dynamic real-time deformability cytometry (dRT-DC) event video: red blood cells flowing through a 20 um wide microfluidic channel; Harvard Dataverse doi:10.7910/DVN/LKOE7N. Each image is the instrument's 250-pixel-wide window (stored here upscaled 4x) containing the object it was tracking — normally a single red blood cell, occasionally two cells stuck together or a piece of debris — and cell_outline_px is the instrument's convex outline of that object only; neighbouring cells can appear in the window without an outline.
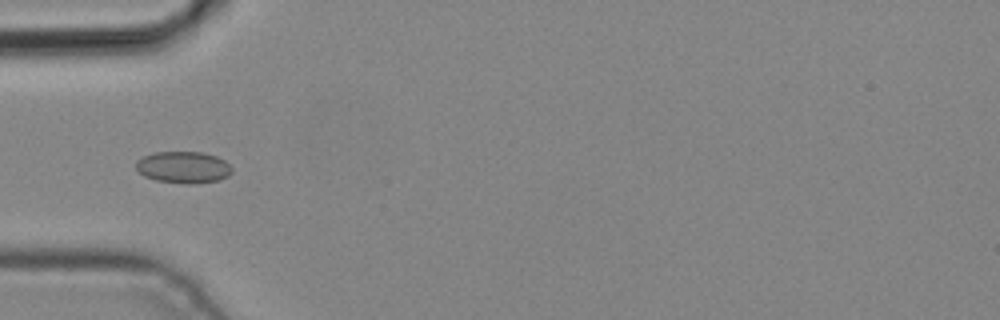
{"species": "common noctule bat (a hibernating species)", "species_latin": "Nyctalus noctula", "temperature_condition": "cold", "stored_images_in_passage": 5, "camera_frame_rate_fps": 3000, "um_per_image_px": 0.085, "animal": {"sex": "male", "body_mass_g": 19.2, "forearm_length_mm": 51.8}, "frame": {"image": 1, "passage_image": 4, "time_ms": 1.0, "image_size_px": [1000, 320], "cell_outline_px": [[232, 172], [228, 176], [220, 180], [192, 184], [184, 184], [156, 180], [144, 176], [136, 168], [136, 160], [144, 156], [156, 152], [204, 152], [216, 156], [224, 160], [232, 168]], "centroid_in_image_um": [15.6, 14.22], "position_along_channel_um": 69.4, "area_um2": 17.8}}
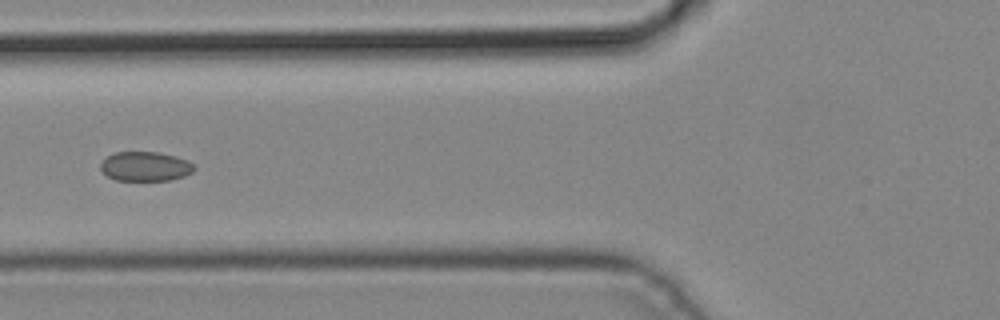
{"frame": {"image": 2, "passage_image": 5, "time_ms": 1.333, "image_size_px": [1000, 320], "cell_outline_px": [[196, 168], [192, 172], [184, 176], [172, 180], [116, 180], [108, 176], [100, 168], [100, 164], [108, 156], [116, 152], [160, 152], [176, 156], [188, 160], [196, 164]], "centroid_in_image_um": [12.41, 14.14], "position_along_channel_um": 113.4, "area_um2": 16.13}}